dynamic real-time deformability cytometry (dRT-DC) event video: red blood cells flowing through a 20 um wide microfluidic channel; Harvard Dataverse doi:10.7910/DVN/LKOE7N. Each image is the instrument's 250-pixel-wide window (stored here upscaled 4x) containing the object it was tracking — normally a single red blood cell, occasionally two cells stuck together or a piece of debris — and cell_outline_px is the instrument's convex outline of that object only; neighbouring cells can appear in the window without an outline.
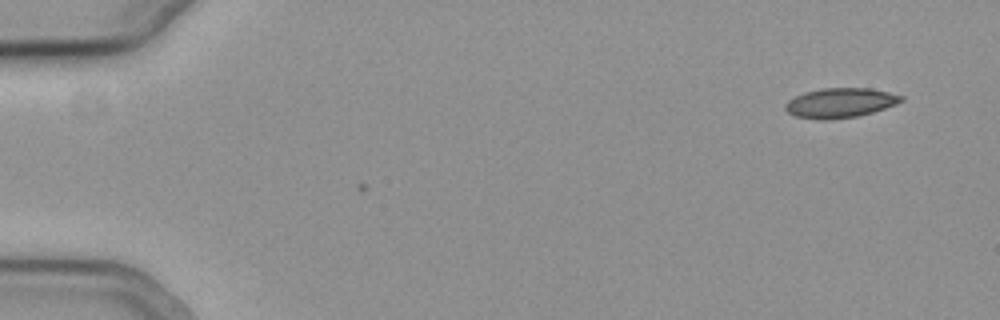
{"species": "common noctule bat (a hibernating species)", "species_latin": "Nyctalus noctula", "temperature_condition": "cold", "stored_images_in_passage": 10, "camera_frame_rate_fps": 3000, "um_per_image_px": 0.085, "animal": {"sex": "female", "body_mass_g": 19.3, "forearm_length_mm": 54.1}, "frame": {"image": 1, "passage_image": 10, "time_ms": 3.0, "image_size_px": [1000, 320], "cell_outline_px": [[904, 100], [896, 104], [872, 112], [856, 116], [796, 116], [788, 112], [784, 108], [784, 104], [788, 100], [804, 92], [820, 88], [868, 88], [888, 92], [904, 96]], "centroid_in_image_um": [71.46, 8.67], "position_along_channel_um": 13.5, "area_um2": 19.02}}